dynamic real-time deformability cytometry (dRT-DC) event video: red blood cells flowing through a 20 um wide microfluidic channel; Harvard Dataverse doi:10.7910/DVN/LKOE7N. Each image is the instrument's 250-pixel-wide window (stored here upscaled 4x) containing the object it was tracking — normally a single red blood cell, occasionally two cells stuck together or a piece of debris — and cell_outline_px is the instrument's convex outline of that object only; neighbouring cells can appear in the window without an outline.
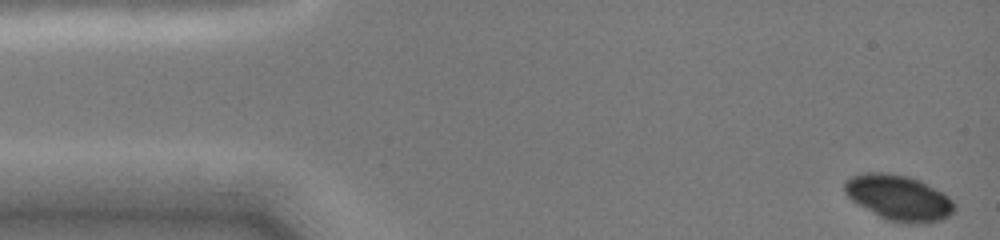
{"species": "common noctule bat (a hibernating species)", "species_latin": "Nyctalus noctula", "temperature_condition": "cold", "stored_images_in_passage": 9, "camera_frame_rate_fps": 3000, "um_per_image_px": 0.085, "animal": {"sex": "female", "body_mass_g": 19.0, "forearm_length_mm": 51.5}, "frame": {"image": 1, "passage_image": 1, "time_ms": 0.0, "image_size_px": [1000, 240], "cell_outline_px": [[956, 208], [944, 220], [928, 224], [904, 224], [888, 220], [856, 204], [844, 192], [844, 184], [852, 176], [868, 172], [884, 172], [908, 176], [920, 180], [944, 192], [956, 204]], "centroid_in_image_um": [76.44, 16.83], "position_along_channel_um": 8.6, "area_um2": 29.48}}
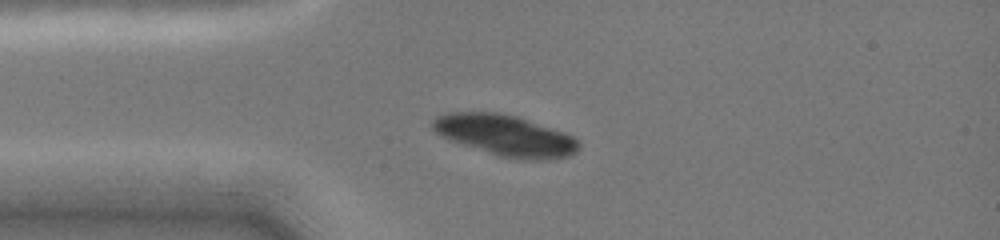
{"frame": {"image": 2, "passage_image": 6, "time_ms": 3.333, "image_size_px": [1000, 240], "cell_outline_px": [[580, 144], [576, 152], [568, 156], [552, 160], [524, 160], [500, 156], [452, 140], [436, 132], [432, 128], [432, 120], [436, 116], [448, 112], [500, 112], [520, 116], [564, 132], [572, 136]], "centroid_in_image_um": [43.0, 11.5], "position_along_channel_um": 42.0, "area_um2": 34.91}}